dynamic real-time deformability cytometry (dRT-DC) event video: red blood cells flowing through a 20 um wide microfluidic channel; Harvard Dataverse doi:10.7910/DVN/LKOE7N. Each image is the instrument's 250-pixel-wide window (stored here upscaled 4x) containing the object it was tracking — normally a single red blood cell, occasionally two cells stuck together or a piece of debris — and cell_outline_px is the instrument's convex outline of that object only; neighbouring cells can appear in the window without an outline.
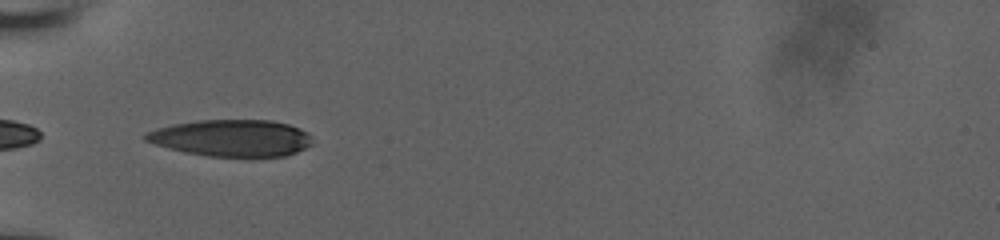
{"species": "human", "species_latin": "Homo sapiens", "temperature_condition": "room temperature", "stored_images_in_passage": 36, "camera_frame_rate_fps": 3000, "um_per_image_px": 0.085, "donor": {"sex": "male"}, "frame": {"image": 1, "passage_image": 1, "time_ms": 0.0, "image_size_px": [1000, 240], "cell_outline_px": [[312, 144], [296, 152], [284, 156], [208, 156], [184, 152], [168, 148], [144, 140], [144, 136], [148, 132], [156, 128], [172, 124], [200, 120], [272, 120], [288, 124], [300, 128], [308, 132], [312, 136]], "centroid_in_image_um": [19.7, 11.72], "position_along_channel_um": 65.3, "area_um2": 35.66}}
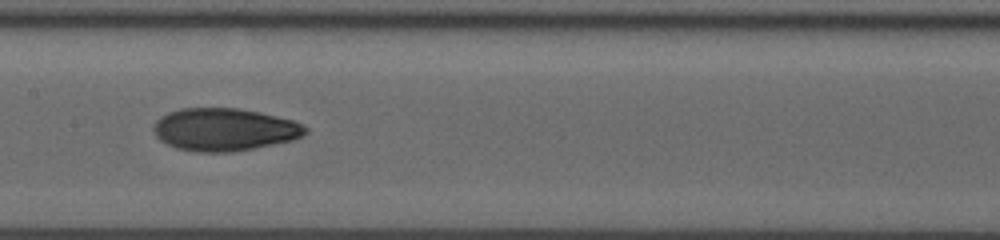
{"frame": {"image": 2, "passage_image": 11, "time_ms": 3.333, "image_size_px": [1000, 240], "cell_outline_px": [[308, 132], [292, 140], [232, 152], [200, 152], [176, 148], [160, 140], [156, 136], [152, 128], [156, 120], [160, 116], [168, 112], [180, 108], [236, 108], [276, 116], [292, 120], [304, 124], [308, 128]], "centroid_in_image_um": [19.04, 11.0], "position_along_channel_um": 188.4, "area_um2": 37.57}}
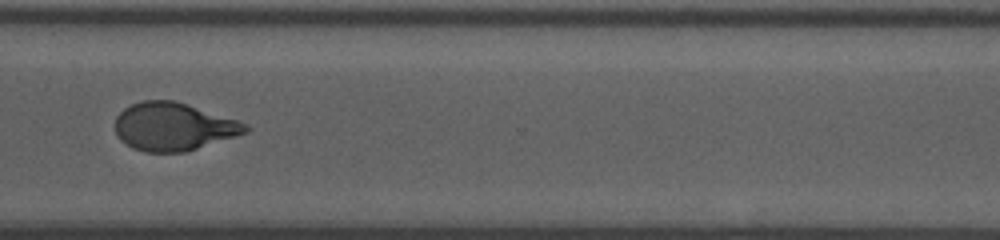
{"frame": {"image": 3, "passage_image": 24, "time_ms": 7.667, "image_size_px": [1000, 240], "cell_outline_px": [[252, 128], [248, 132], [236, 136], [184, 152], [144, 152], [132, 148], [124, 144], [116, 136], [116, 116], [124, 108], [132, 104], [144, 100], [172, 100], [236, 120], [248, 124]], "centroid_in_image_um": [14.71, 10.78], "position_along_channel_um": 355.9, "area_um2": 36.18}, "authors_computed_cell_mechanics": {"area_um2": 37.57, "velocity_mm_per_s": 3.8816, "shape_relaxation_time_tau1_ms": 6.1286, "shape_relaxation_time_tau2_ms": 2.2935, "deformation_change_tau1": 0.2231, "deformation_change_tau2": 0.077}}